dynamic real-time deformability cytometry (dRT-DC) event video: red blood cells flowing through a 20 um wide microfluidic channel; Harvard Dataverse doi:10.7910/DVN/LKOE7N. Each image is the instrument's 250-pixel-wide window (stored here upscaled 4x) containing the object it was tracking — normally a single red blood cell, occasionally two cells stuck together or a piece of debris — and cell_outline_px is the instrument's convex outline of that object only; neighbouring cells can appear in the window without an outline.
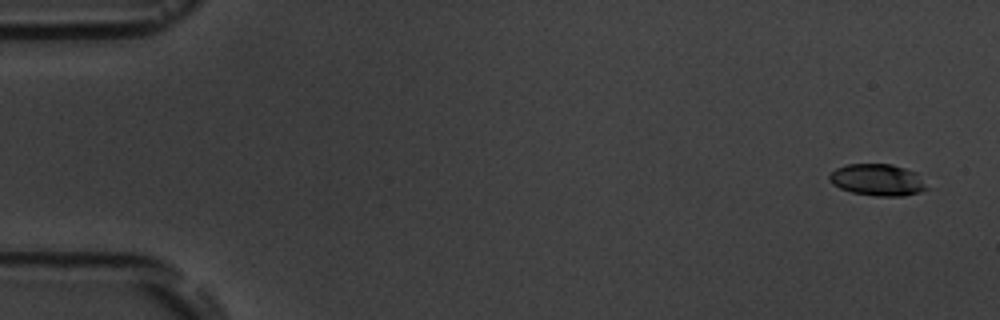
{"species": "common noctule bat (a hibernating species)", "species_latin": "Nyctalus noctula", "temperature_condition": "room temperature", "stored_images_in_passage": 6, "segment_of_instrument_passage": [1, 2], "camera_frame_rate_fps": 3000, "um_per_image_px": 0.085, "animal": {"sex": "male", "body_mass_g": 19.5, "forearm_length_mm": 54.6}, "frame": {"image": 1, "passage_image": 1, "time_ms": 0.0, "image_size_px": [1000, 320], "cell_outline_px": [[932, 188], [920, 192], [904, 196], [876, 196], [852, 192], [840, 188], [832, 184], [828, 180], [828, 176], [836, 168], [848, 164], [892, 164], [916, 172]], "centroid_in_image_um": [74.64, 15.29], "position_along_channel_um": 10.4, "area_um2": 18.26}}
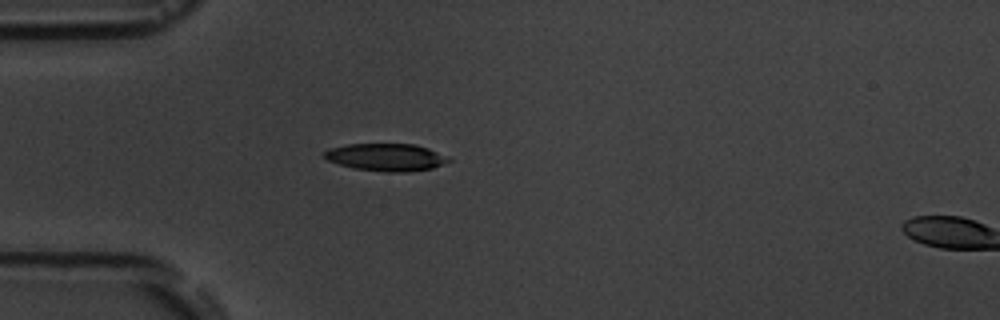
{"frame": {"image": 2, "passage_image": 5, "time_ms": 4.667, "image_size_px": [1000, 320], "cell_outline_px": [[452, 160], [432, 168], [408, 172], [388, 172], [352, 168], [328, 160], [324, 156], [324, 152], [332, 148], [348, 144], [416, 144], [428, 148], [448, 156]], "centroid_in_image_um": [32.86, 13.36], "position_along_channel_um": 52.1, "area_um2": 19.77}}